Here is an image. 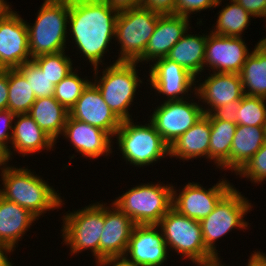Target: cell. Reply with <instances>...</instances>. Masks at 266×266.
Listing matches in <instances>:
<instances>
[{"mask_svg":"<svg viewBox=\"0 0 266 266\" xmlns=\"http://www.w3.org/2000/svg\"><path fill=\"white\" fill-rule=\"evenodd\" d=\"M132 121V119L121 121L114 137L126 162L135 167H143L169 156V145L150 120L145 125L135 124Z\"/></svg>","mask_w":266,"mask_h":266,"instance_id":"cell-6","label":"cell"},{"mask_svg":"<svg viewBox=\"0 0 266 266\" xmlns=\"http://www.w3.org/2000/svg\"><path fill=\"white\" fill-rule=\"evenodd\" d=\"M118 12L140 7L141 0H104Z\"/></svg>","mask_w":266,"mask_h":266,"instance_id":"cell-43","label":"cell"},{"mask_svg":"<svg viewBox=\"0 0 266 266\" xmlns=\"http://www.w3.org/2000/svg\"><path fill=\"white\" fill-rule=\"evenodd\" d=\"M211 132L209 143V160H213L216 167L230 169V149L237 124L210 119Z\"/></svg>","mask_w":266,"mask_h":266,"instance_id":"cell-29","label":"cell"},{"mask_svg":"<svg viewBox=\"0 0 266 266\" xmlns=\"http://www.w3.org/2000/svg\"><path fill=\"white\" fill-rule=\"evenodd\" d=\"M28 114L55 142L63 134L69 117V111L54 96L37 98Z\"/></svg>","mask_w":266,"mask_h":266,"instance_id":"cell-27","label":"cell"},{"mask_svg":"<svg viewBox=\"0 0 266 266\" xmlns=\"http://www.w3.org/2000/svg\"><path fill=\"white\" fill-rule=\"evenodd\" d=\"M74 212V213H73ZM65 213L63 216L62 239L70 247V254H79L84 250H91L100 263V237L104 228V204L93 203L81 210Z\"/></svg>","mask_w":266,"mask_h":266,"instance_id":"cell-7","label":"cell"},{"mask_svg":"<svg viewBox=\"0 0 266 266\" xmlns=\"http://www.w3.org/2000/svg\"><path fill=\"white\" fill-rule=\"evenodd\" d=\"M31 60L27 21L13 11L0 20V64L4 69H15Z\"/></svg>","mask_w":266,"mask_h":266,"instance_id":"cell-16","label":"cell"},{"mask_svg":"<svg viewBox=\"0 0 266 266\" xmlns=\"http://www.w3.org/2000/svg\"><path fill=\"white\" fill-rule=\"evenodd\" d=\"M248 259L247 266H266V255L260 251H253Z\"/></svg>","mask_w":266,"mask_h":266,"instance_id":"cell-45","label":"cell"},{"mask_svg":"<svg viewBox=\"0 0 266 266\" xmlns=\"http://www.w3.org/2000/svg\"><path fill=\"white\" fill-rule=\"evenodd\" d=\"M13 125V135L11 140V146L6 152L8 160H12L13 151L20 153L23 157L26 154L41 152L42 150L54 149L55 142L50 138L33 120L28 114H16ZM13 151L11 152V148Z\"/></svg>","mask_w":266,"mask_h":266,"instance_id":"cell-22","label":"cell"},{"mask_svg":"<svg viewBox=\"0 0 266 266\" xmlns=\"http://www.w3.org/2000/svg\"><path fill=\"white\" fill-rule=\"evenodd\" d=\"M222 0H176V15L191 18L194 12L220 6Z\"/></svg>","mask_w":266,"mask_h":266,"instance_id":"cell-37","label":"cell"},{"mask_svg":"<svg viewBox=\"0 0 266 266\" xmlns=\"http://www.w3.org/2000/svg\"><path fill=\"white\" fill-rule=\"evenodd\" d=\"M159 15L142 7L118 13L114 40L120 43L121 50L117 62H136L143 55Z\"/></svg>","mask_w":266,"mask_h":266,"instance_id":"cell-9","label":"cell"},{"mask_svg":"<svg viewBox=\"0 0 266 266\" xmlns=\"http://www.w3.org/2000/svg\"><path fill=\"white\" fill-rule=\"evenodd\" d=\"M36 219L28 210L0 195V243L15 249Z\"/></svg>","mask_w":266,"mask_h":266,"instance_id":"cell-24","label":"cell"},{"mask_svg":"<svg viewBox=\"0 0 266 266\" xmlns=\"http://www.w3.org/2000/svg\"><path fill=\"white\" fill-rule=\"evenodd\" d=\"M236 124L264 127L266 123V98L244 95L240 100Z\"/></svg>","mask_w":266,"mask_h":266,"instance_id":"cell-34","label":"cell"},{"mask_svg":"<svg viewBox=\"0 0 266 266\" xmlns=\"http://www.w3.org/2000/svg\"><path fill=\"white\" fill-rule=\"evenodd\" d=\"M167 247L190 261L208 258L213 254L205 247L198 220L179 214L171 208L158 224Z\"/></svg>","mask_w":266,"mask_h":266,"instance_id":"cell-10","label":"cell"},{"mask_svg":"<svg viewBox=\"0 0 266 266\" xmlns=\"http://www.w3.org/2000/svg\"><path fill=\"white\" fill-rule=\"evenodd\" d=\"M13 10L5 0H0V20L7 18Z\"/></svg>","mask_w":266,"mask_h":266,"instance_id":"cell-48","label":"cell"},{"mask_svg":"<svg viewBox=\"0 0 266 266\" xmlns=\"http://www.w3.org/2000/svg\"><path fill=\"white\" fill-rule=\"evenodd\" d=\"M168 250L158 225H135L124 258L137 266H162Z\"/></svg>","mask_w":266,"mask_h":266,"instance_id":"cell-14","label":"cell"},{"mask_svg":"<svg viewBox=\"0 0 266 266\" xmlns=\"http://www.w3.org/2000/svg\"><path fill=\"white\" fill-rule=\"evenodd\" d=\"M137 266L134 263H131L127 261L124 257H118V258H108L100 263L96 264V266Z\"/></svg>","mask_w":266,"mask_h":266,"instance_id":"cell-44","label":"cell"},{"mask_svg":"<svg viewBox=\"0 0 266 266\" xmlns=\"http://www.w3.org/2000/svg\"><path fill=\"white\" fill-rule=\"evenodd\" d=\"M239 75L244 95L266 98V49L259 43L247 56Z\"/></svg>","mask_w":266,"mask_h":266,"instance_id":"cell-28","label":"cell"},{"mask_svg":"<svg viewBox=\"0 0 266 266\" xmlns=\"http://www.w3.org/2000/svg\"><path fill=\"white\" fill-rule=\"evenodd\" d=\"M197 84L194 95L207 108H202L204 114H209L214 108L221 107L232 101H240L244 96L240 75L237 73H216ZM203 100V101H202Z\"/></svg>","mask_w":266,"mask_h":266,"instance_id":"cell-19","label":"cell"},{"mask_svg":"<svg viewBox=\"0 0 266 266\" xmlns=\"http://www.w3.org/2000/svg\"><path fill=\"white\" fill-rule=\"evenodd\" d=\"M190 19L176 14L159 15L154 32L143 55L136 61L153 62L166 58L170 49L187 33Z\"/></svg>","mask_w":266,"mask_h":266,"instance_id":"cell-20","label":"cell"},{"mask_svg":"<svg viewBox=\"0 0 266 266\" xmlns=\"http://www.w3.org/2000/svg\"><path fill=\"white\" fill-rule=\"evenodd\" d=\"M15 249L10 245L0 243V266H13L12 261L8 260V253L14 251ZM7 254V255H6Z\"/></svg>","mask_w":266,"mask_h":266,"instance_id":"cell-46","label":"cell"},{"mask_svg":"<svg viewBox=\"0 0 266 266\" xmlns=\"http://www.w3.org/2000/svg\"><path fill=\"white\" fill-rule=\"evenodd\" d=\"M207 34H187L170 49L166 58L176 62L196 78L204 72V56Z\"/></svg>","mask_w":266,"mask_h":266,"instance_id":"cell-26","label":"cell"},{"mask_svg":"<svg viewBox=\"0 0 266 266\" xmlns=\"http://www.w3.org/2000/svg\"><path fill=\"white\" fill-rule=\"evenodd\" d=\"M8 69L0 74V110L8 109Z\"/></svg>","mask_w":266,"mask_h":266,"instance_id":"cell-42","label":"cell"},{"mask_svg":"<svg viewBox=\"0 0 266 266\" xmlns=\"http://www.w3.org/2000/svg\"><path fill=\"white\" fill-rule=\"evenodd\" d=\"M8 110L15 114L29 113L36 100L29 82L17 69H8Z\"/></svg>","mask_w":266,"mask_h":266,"instance_id":"cell-31","label":"cell"},{"mask_svg":"<svg viewBox=\"0 0 266 266\" xmlns=\"http://www.w3.org/2000/svg\"><path fill=\"white\" fill-rule=\"evenodd\" d=\"M265 142L264 127L237 125L230 149V171L237 174Z\"/></svg>","mask_w":266,"mask_h":266,"instance_id":"cell-25","label":"cell"},{"mask_svg":"<svg viewBox=\"0 0 266 266\" xmlns=\"http://www.w3.org/2000/svg\"><path fill=\"white\" fill-rule=\"evenodd\" d=\"M240 109V101H232L221 107L214 108L206 116L209 119L223 120L236 124L237 112Z\"/></svg>","mask_w":266,"mask_h":266,"instance_id":"cell-39","label":"cell"},{"mask_svg":"<svg viewBox=\"0 0 266 266\" xmlns=\"http://www.w3.org/2000/svg\"><path fill=\"white\" fill-rule=\"evenodd\" d=\"M240 4L253 18L264 17L266 19V0H234Z\"/></svg>","mask_w":266,"mask_h":266,"instance_id":"cell-41","label":"cell"},{"mask_svg":"<svg viewBox=\"0 0 266 266\" xmlns=\"http://www.w3.org/2000/svg\"><path fill=\"white\" fill-rule=\"evenodd\" d=\"M154 62L150 66V75H148L150 77L147 81L158 94L167 96L165 101L188 99V95L191 96L188 91L190 93L196 91V84L199 81L188 70L168 58L157 59Z\"/></svg>","mask_w":266,"mask_h":266,"instance_id":"cell-13","label":"cell"},{"mask_svg":"<svg viewBox=\"0 0 266 266\" xmlns=\"http://www.w3.org/2000/svg\"><path fill=\"white\" fill-rule=\"evenodd\" d=\"M262 47H264L266 49V37H264L263 39L261 38V40L258 42Z\"/></svg>","mask_w":266,"mask_h":266,"instance_id":"cell-50","label":"cell"},{"mask_svg":"<svg viewBox=\"0 0 266 266\" xmlns=\"http://www.w3.org/2000/svg\"><path fill=\"white\" fill-rule=\"evenodd\" d=\"M1 172L3 189L0 195L28 210L37 220L64 204L60 194L30 169L6 165Z\"/></svg>","mask_w":266,"mask_h":266,"instance_id":"cell-2","label":"cell"},{"mask_svg":"<svg viewBox=\"0 0 266 266\" xmlns=\"http://www.w3.org/2000/svg\"><path fill=\"white\" fill-rule=\"evenodd\" d=\"M70 0H44L33 26L27 23L31 58L65 51Z\"/></svg>","mask_w":266,"mask_h":266,"instance_id":"cell-3","label":"cell"},{"mask_svg":"<svg viewBox=\"0 0 266 266\" xmlns=\"http://www.w3.org/2000/svg\"><path fill=\"white\" fill-rule=\"evenodd\" d=\"M221 180L208 190L199 183L188 182L179 194L173 186L172 208L181 215L200 221L210 215L218 202L234 187L230 181Z\"/></svg>","mask_w":266,"mask_h":266,"instance_id":"cell-12","label":"cell"},{"mask_svg":"<svg viewBox=\"0 0 266 266\" xmlns=\"http://www.w3.org/2000/svg\"><path fill=\"white\" fill-rule=\"evenodd\" d=\"M193 263H195L196 266H226L222 264L218 255H212L208 258L193 261Z\"/></svg>","mask_w":266,"mask_h":266,"instance_id":"cell-47","label":"cell"},{"mask_svg":"<svg viewBox=\"0 0 266 266\" xmlns=\"http://www.w3.org/2000/svg\"><path fill=\"white\" fill-rule=\"evenodd\" d=\"M115 199L112 203L135 225H158L172 208L173 185L142 183Z\"/></svg>","mask_w":266,"mask_h":266,"instance_id":"cell-4","label":"cell"},{"mask_svg":"<svg viewBox=\"0 0 266 266\" xmlns=\"http://www.w3.org/2000/svg\"><path fill=\"white\" fill-rule=\"evenodd\" d=\"M189 98L163 101L149 116L157 132L169 146L204 115L199 100L197 103Z\"/></svg>","mask_w":266,"mask_h":266,"instance_id":"cell-11","label":"cell"},{"mask_svg":"<svg viewBox=\"0 0 266 266\" xmlns=\"http://www.w3.org/2000/svg\"><path fill=\"white\" fill-rule=\"evenodd\" d=\"M5 69L3 68V66L0 64V74L4 71Z\"/></svg>","mask_w":266,"mask_h":266,"instance_id":"cell-51","label":"cell"},{"mask_svg":"<svg viewBox=\"0 0 266 266\" xmlns=\"http://www.w3.org/2000/svg\"><path fill=\"white\" fill-rule=\"evenodd\" d=\"M236 175L250 179L253 184L266 181V142Z\"/></svg>","mask_w":266,"mask_h":266,"instance_id":"cell-36","label":"cell"},{"mask_svg":"<svg viewBox=\"0 0 266 266\" xmlns=\"http://www.w3.org/2000/svg\"><path fill=\"white\" fill-rule=\"evenodd\" d=\"M252 203L233 187L215 206L210 215L201 219L205 247L218 255L216 240L235 229H247L249 223L244 220L245 215L252 209Z\"/></svg>","mask_w":266,"mask_h":266,"instance_id":"cell-8","label":"cell"},{"mask_svg":"<svg viewBox=\"0 0 266 266\" xmlns=\"http://www.w3.org/2000/svg\"><path fill=\"white\" fill-rule=\"evenodd\" d=\"M118 13L104 0H70L68 33H71L77 51L93 68L104 61V54L115 38Z\"/></svg>","mask_w":266,"mask_h":266,"instance_id":"cell-1","label":"cell"},{"mask_svg":"<svg viewBox=\"0 0 266 266\" xmlns=\"http://www.w3.org/2000/svg\"><path fill=\"white\" fill-rule=\"evenodd\" d=\"M104 228L100 237V262L124 257L135 223L116 205L105 206ZM112 207V208H111Z\"/></svg>","mask_w":266,"mask_h":266,"instance_id":"cell-18","label":"cell"},{"mask_svg":"<svg viewBox=\"0 0 266 266\" xmlns=\"http://www.w3.org/2000/svg\"><path fill=\"white\" fill-rule=\"evenodd\" d=\"M74 149L84 157L98 159L112 153L113 137L106 131L68 117L63 134ZM110 153V154H109Z\"/></svg>","mask_w":266,"mask_h":266,"instance_id":"cell-21","label":"cell"},{"mask_svg":"<svg viewBox=\"0 0 266 266\" xmlns=\"http://www.w3.org/2000/svg\"><path fill=\"white\" fill-rule=\"evenodd\" d=\"M69 116L78 121L98 127L112 137L119 129L121 120L112 112L98 88L90 82L80 98L69 111Z\"/></svg>","mask_w":266,"mask_h":266,"instance_id":"cell-17","label":"cell"},{"mask_svg":"<svg viewBox=\"0 0 266 266\" xmlns=\"http://www.w3.org/2000/svg\"><path fill=\"white\" fill-rule=\"evenodd\" d=\"M15 116L16 114L8 109L0 110V146L6 152L9 150L8 144H11Z\"/></svg>","mask_w":266,"mask_h":266,"instance_id":"cell-38","label":"cell"},{"mask_svg":"<svg viewBox=\"0 0 266 266\" xmlns=\"http://www.w3.org/2000/svg\"><path fill=\"white\" fill-rule=\"evenodd\" d=\"M137 62L115 61L103 69L98 78L99 67L93 68L95 78L92 82L100 91L105 103L121 120H129V107L133 103L137 88L143 80L137 75ZM98 79V80H97Z\"/></svg>","mask_w":266,"mask_h":266,"instance_id":"cell-5","label":"cell"},{"mask_svg":"<svg viewBox=\"0 0 266 266\" xmlns=\"http://www.w3.org/2000/svg\"><path fill=\"white\" fill-rule=\"evenodd\" d=\"M230 1V4H226L227 6L219 11L216 25L211 32L226 37L242 38V33L249 26L253 16L234 0Z\"/></svg>","mask_w":266,"mask_h":266,"instance_id":"cell-30","label":"cell"},{"mask_svg":"<svg viewBox=\"0 0 266 266\" xmlns=\"http://www.w3.org/2000/svg\"><path fill=\"white\" fill-rule=\"evenodd\" d=\"M140 7L160 15L176 14V0H141Z\"/></svg>","mask_w":266,"mask_h":266,"instance_id":"cell-40","label":"cell"},{"mask_svg":"<svg viewBox=\"0 0 266 266\" xmlns=\"http://www.w3.org/2000/svg\"><path fill=\"white\" fill-rule=\"evenodd\" d=\"M264 131H265V135H266V123H265V125H264Z\"/></svg>","mask_w":266,"mask_h":266,"instance_id":"cell-52","label":"cell"},{"mask_svg":"<svg viewBox=\"0 0 266 266\" xmlns=\"http://www.w3.org/2000/svg\"><path fill=\"white\" fill-rule=\"evenodd\" d=\"M9 160L6 151L0 146V169L8 164ZM2 166V167H1Z\"/></svg>","mask_w":266,"mask_h":266,"instance_id":"cell-49","label":"cell"},{"mask_svg":"<svg viewBox=\"0 0 266 266\" xmlns=\"http://www.w3.org/2000/svg\"><path fill=\"white\" fill-rule=\"evenodd\" d=\"M29 82L36 99L41 97H52L55 85L47 77L38 65L33 61L26 62L17 68Z\"/></svg>","mask_w":266,"mask_h":266,"instance_id":"cell-35","label":"cell"},{"mask_svg":"<svg viewBox=\"0 0 266 266\" xmlns=\"http://www.w3.org/2000/svg\"><path fill=\"white\" fill-rule=\"evenodd\" d=\"M32 60L54 85L58 84L74 70L72 66L73 61L70 56L68 57L65 54V51L54 54H43L32 58Z\"/></svg>","mask_w":266,"mask_h":266,"instance_id":"cell-32","label":"cell"},{"mask_svg":"<svg viewBox=\"0 0 266 266\" xmlns=\"http://www.w3.org/2000/svg\"><path fill=\"white\" fill-rule=\"evenodd\" d=\"M210 132V119L204 114L169 146V157L187 161L197 157L209 159Z\"/></svg>","mask_w":266,"mask_h":266,"instance_id":"cell-23","label":"cell"},{"mask_svg":"<svg viewBox=\"0 0 266 266\" xmlns=\"http://www.w3.org/2000/svg\"><path fill=\"white\" fill-rule=\"evenodd\" d=\"M250 53L243 38L216 35L210 31L205 46L204 69L210 67L216 73L239 74Z\"/></svg>","mask_w":266,"mask_h":266,"instance_id":"cell-15","label":"cell"},{"mask_svg":"<svg viewBox=\"0 0 266 266\" xmlns=\"http://www.w3.org/2000/svg\"><path fill=\"white\" fill-rule=\"evenodd\" d=\"M73 70L69 75L55 85L54 98L68 111L74 106L80 98L83 90L91 82L78 76V72Z\"/></svg>","mask_w":266,"mask_h":266,"instance_id":"cell-33","label":"cell"}]
</instances>
